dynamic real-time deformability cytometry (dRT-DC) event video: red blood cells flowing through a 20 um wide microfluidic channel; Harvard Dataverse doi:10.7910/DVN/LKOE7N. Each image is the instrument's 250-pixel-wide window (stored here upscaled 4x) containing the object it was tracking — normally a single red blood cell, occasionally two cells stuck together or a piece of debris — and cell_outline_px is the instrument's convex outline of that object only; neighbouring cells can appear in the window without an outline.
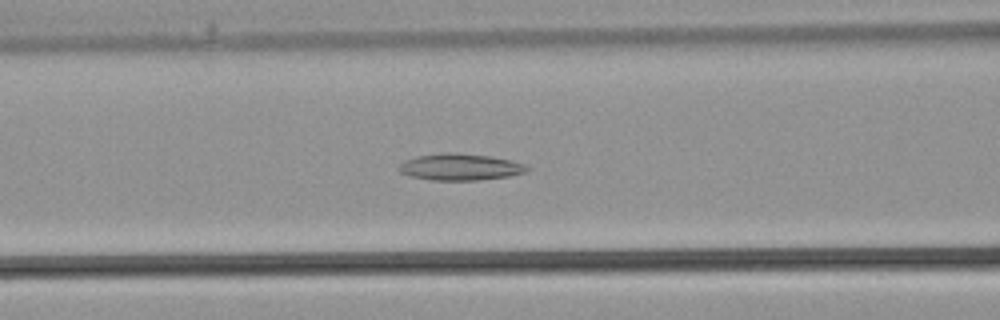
{"species": "common noctule bat (a hibernating species)", "species_latin": "Nyctalus noctula", "temperature_condition": "warm", "stored_images_in_passage": 31, "camera_frame_rate_fps": 3000, "um_per_image_px": 0.085, "animal": {"sex": "male", "body_mass_g": 21.5, "forearm_length_mm": 52.0}, "frame": {"image": 1, "passage_image": 14, "time_ms": 4.333, "image_size_px": [1000, 320], "cell_outline_px": [[528, 172], [508, 176], [476, 180], [432, 180], [408, 176], [400, 172], [396, 168], [404, 160], [416, 156], [448, 152], [456, 152], [492, 156], [512, 160], [524, 164], [528, 168]], "centroid_in_image_um": [39.08, 14.18], "position_along_channel_um": 127.5, "area_um2": 20.06}}
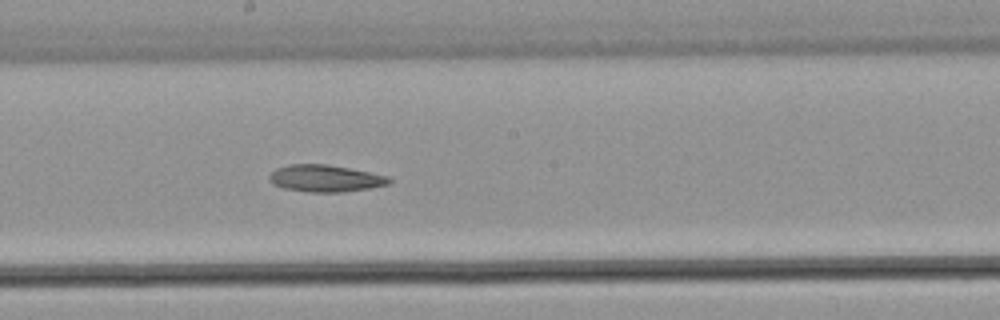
{"frame": {"image": 2, "passage_image": 19, "time_ms": 6.0, "image_size_px": [1000, 320], "cell_outline_px": [[392, 180], [388, 184], [368, 188], [344, 192], [308, 192], [284, 188], [272, 184], [268, 180], [268, 176], [276, 168], [288, 164], [328, 164], [388, 176]], "centroid_in_image_um": [27.6, 15.16], "position_along_channel_um": 220.6, "area_um2": 18.79}}
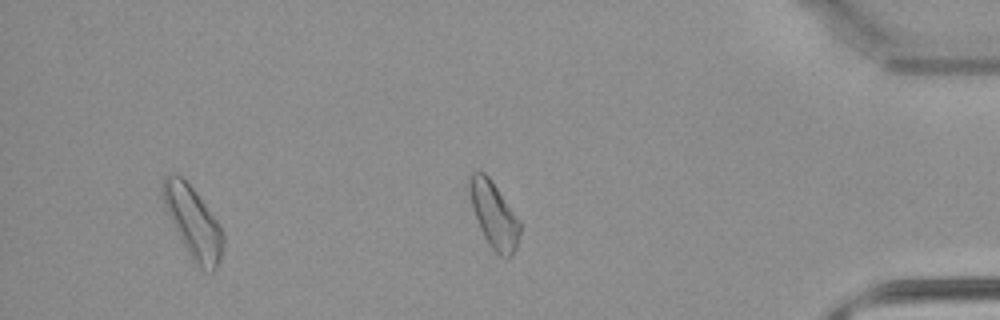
{"frame": {"image": 3, "passage_image": 30, "time_ms": 9.667, "image_size_px": [1000, 320], "cell_outline_px": [[224, 244], [220, 260], [216, 268], [212, 272], [200, 268], [192, 260], [164, 204], [160, 188], [164, 176], [180, 176], [192, 188], [216, 220], [224, 236]], "centroid_in_image_um": [16.43, 18.93], "position_along_channel_um": 418.8, "area_um2": 24.04}}